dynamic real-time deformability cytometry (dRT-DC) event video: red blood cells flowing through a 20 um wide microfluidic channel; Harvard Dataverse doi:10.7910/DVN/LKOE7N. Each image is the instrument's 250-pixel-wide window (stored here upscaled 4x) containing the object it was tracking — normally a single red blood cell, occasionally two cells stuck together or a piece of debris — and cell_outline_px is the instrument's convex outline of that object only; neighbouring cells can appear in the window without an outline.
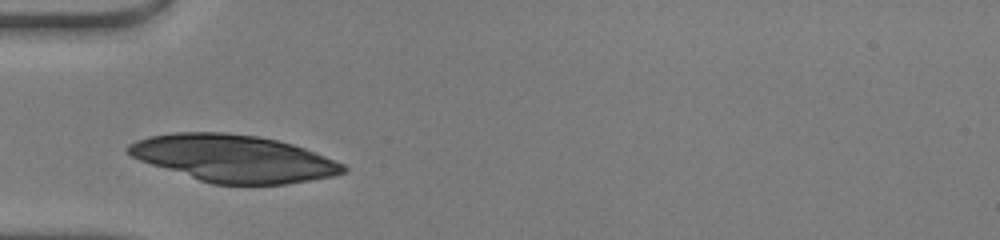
{"species": "human", "species_latin": "Homo sapiens", "temperature_condition": "warm", "stored_images_in_passage": 4, "camera_frame_rate_fps": 3000, "um_per_image_px": 0.085, "donor": {"sex": "male"}, "frame": {"image": 1, "passage_image": 1, "time_ms": 0.0, "image_size_px": [1000, 240], "cell_outline_px": [[348, 172], [336, 176], [284, 184], [212, 184], [140, 160], [132, 156], [124, 148], [128, 144], [136, 140], [148, 136], [176, 132], [224, 132], [260, 136], [292, 144], [304, 148], [344, 164], [348, 168]], "centroid_in_image_um": [19.88, 13.45], "position_along_channel_um": 65.1, "area_um2": 58.78}}
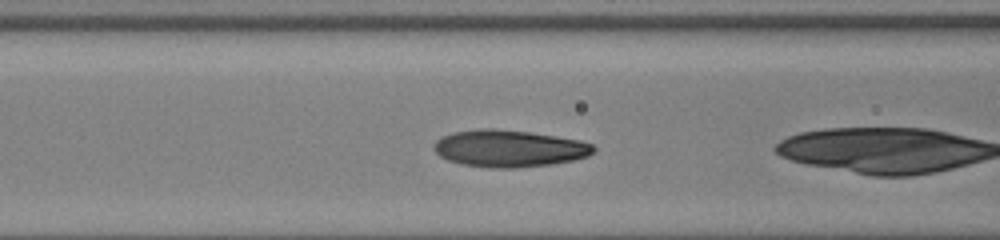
{"frame": {"image": 2, "passage_image": 3, "time_ms": 0.667, "image_size_px": [1000, 240], "cell_outline_px": [[596, 152], [588, 156], [572, 160], [552, 164], [516, 168], [492, 168], [464, 164], [448, 160], [440, 156], [432, 148], [436, 140], [440, 136], [452, 132], [480, 128], [496, 128], [528, 132], [556, 136], [580, 140], [592, 144], [596, 148]], "centroid_in_image_um": [43.27, 12.61], "position_along_channel_um": 123.3, "area_um2": 34.62}}